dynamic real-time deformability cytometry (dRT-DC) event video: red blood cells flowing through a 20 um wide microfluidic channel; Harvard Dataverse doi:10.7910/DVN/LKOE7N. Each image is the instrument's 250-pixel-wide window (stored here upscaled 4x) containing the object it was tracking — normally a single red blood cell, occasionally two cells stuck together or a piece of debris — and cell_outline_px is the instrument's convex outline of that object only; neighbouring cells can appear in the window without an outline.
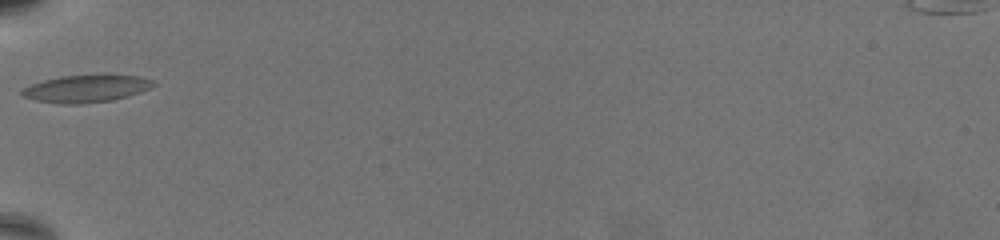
{"species": "common noctule bat (a hibernating species)", "species_latin": "Nyctalus noctula", "temperature_condition": "warm", "stored_images_in_passage": 25, "camera_frame_rate_fps": 3000, "um_per_image_px": 0.085, "animal": {"sex": "female", "body_mass_g": 19.5, "forearm_length_mm": 54.1}, "frame": {"image": 1, "passage_image": 1, "time_ms": 0.0, "image_size_px": [1000, 240], "cell_outline_px": [[156, 84], [152, 88], [128, 96], [112, 100], [84, 104], [64, 104], [36, 100], [24, 96], [20, 92], [20, 88], [44, 80], [60, 76], [140, 76], [152, 80]], "centroid_in_image_um": [7.32, 7.55], "position_along_channel_um": 77.7, "area_um2": 20.63}}
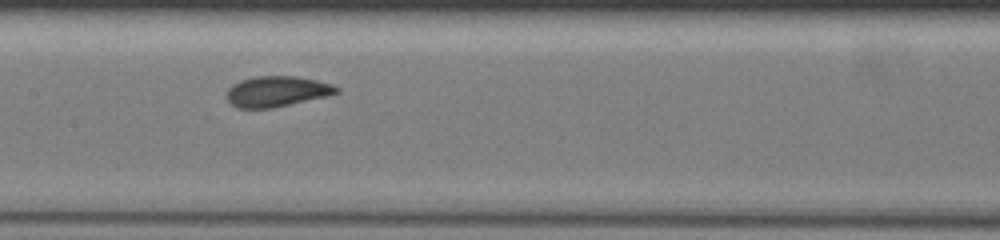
{"frame": {"image": 2, "passage_image": 11, "time_ms": 3.333, "image_size_px": [1000, 240], "cell_outline_px": [[340, 92], [328, 96], [272, 108], [236, 108], [228, 100], [228, 88], [232, 84], [240, 80], [256, 76], [296, 76], [316, 80], [332, 84], [340, 88]], "centroid_in_image_um": [23.56, 7.77], "position_along_channel_um": 183.8, "area_um2": 19.59}}
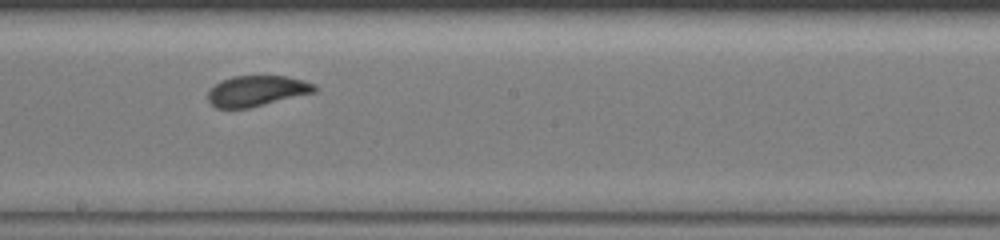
{"frame": {"image": 3, "passage_image": 15, "time_ms": 4.667, "image_size_px": [1000, 240], "cell_outline_px": [[316, 92], [248, 108], [216, 108], [208, 100], [208, 92], [216, 84], [232, 76], [288, 76], [304, 80], [316, 84]], "centroid_in_image_um": [21.86, 7.72], "position_along_channel_um": 226.3, "area_um2": 18.9}}